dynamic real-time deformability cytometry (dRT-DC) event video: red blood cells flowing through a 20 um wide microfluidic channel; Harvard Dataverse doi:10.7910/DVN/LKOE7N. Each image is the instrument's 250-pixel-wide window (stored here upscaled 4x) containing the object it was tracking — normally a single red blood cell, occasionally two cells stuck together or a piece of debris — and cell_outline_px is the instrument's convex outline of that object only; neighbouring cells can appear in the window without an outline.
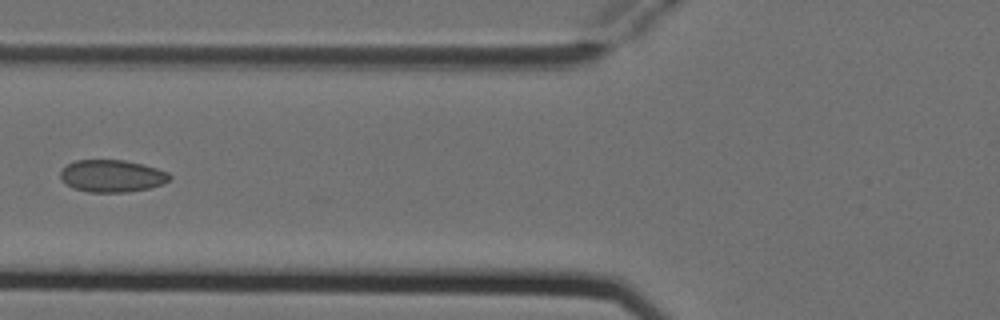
{"species": "Egyptian fruit bat (a non-hibernating species)", "species_latin": "Rousettus aegyptiacus", "temperature_condition": "cold", "stored_images_in_passage": 6, "camera_frame_rate_fps": 3000, "um_per_image_px": 0.085, "animal": {"sex": "female"}, "frame": {"image": 1, "passage_image": 5, "time_ms": 1.333, "image_size_px": [1000, 320], "cell_outline_px": [[172, 176], [168, 180], [160, 184], [148, 188], [124, 192], [88, 192], [72, 188], [60, 176], [60, 168], [76, 160], [124, 160], [156, 168], [168, 172]], "centroid_in_image_um": [9.48, 14.95], "position_along_channel_um": 116.3, "area_um2": 20.29}}
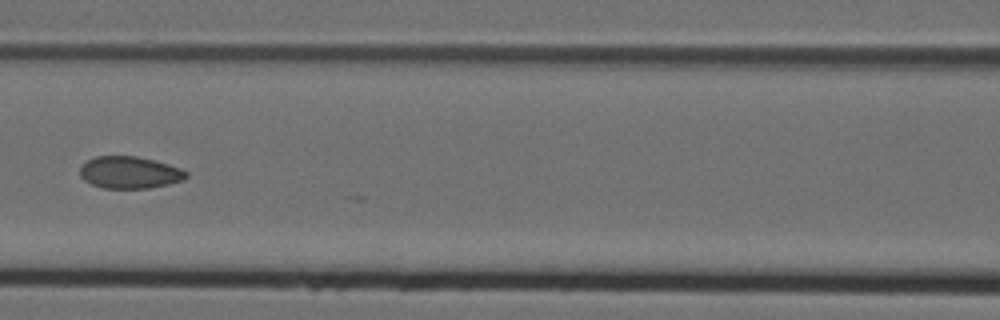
{"frame": {"image": 2, "passage_image": 6, "time_ms": 1.667, "image_size_px": [1000, 320], "cell_outline_px": [[188, 176], [184, 180], [168, 184], [148, 188], [104, 188], [92, 184], [84, 180], [80, 176], [80, 164], [96, 156], [136, 156], [168, 164], [180, 168], [188, 172]], "centroid_in_image_um": [11.01, 14.66], "position_along_channel_um": 155.6, "area_um2": 19.83}}